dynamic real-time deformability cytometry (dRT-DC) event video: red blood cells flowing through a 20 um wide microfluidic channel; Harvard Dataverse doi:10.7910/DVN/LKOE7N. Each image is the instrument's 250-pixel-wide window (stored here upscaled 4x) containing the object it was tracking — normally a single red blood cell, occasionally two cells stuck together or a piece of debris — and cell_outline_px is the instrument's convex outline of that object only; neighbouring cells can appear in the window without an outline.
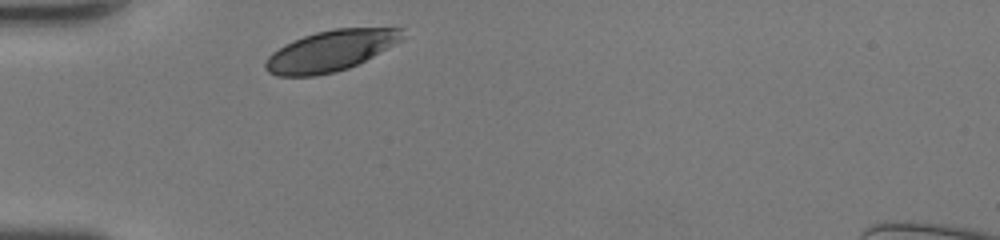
{"species": "human", "species_latin": "Homo sapiens", "temperature_condition": "room temperature", "stored_images_in_passage": 25, "camera_frame_rate_fps": 3000, "um_per_image_px": 0.085, "donor": {"sex": "female"}, "frame": {"image": 1, "passage_image": 1, "time_ms": 0.0, "image_size_px": [1000, 240], "cell_outline_px": [[404, 28], [400, 40], [396, 44], [348, 68], [336, 72], [316, 76], [276, 76], [268, 72], [264, 68], [264, 64], [268, 56], [272, 52], [284, 44], [304, 36], [316, 32], [336, 28]], "centroid_in_image_um": [28.05, 4.33], "position_along_channel_um": 57.0, "area_um2": 32.37}}
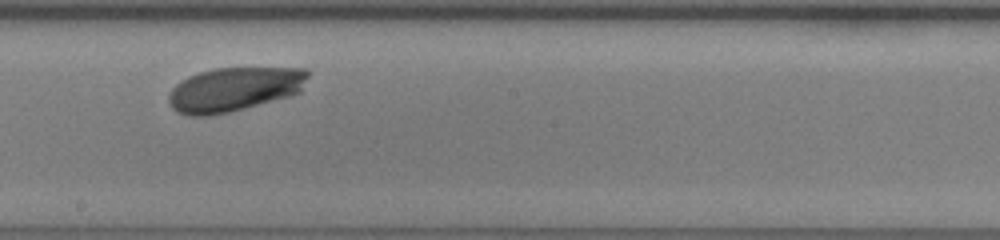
{"frame": {"image": 2, "passage_image": 14, "time_ms": 4.333, "image_size_px": [1000, 240], "cell_outline_px": [[308, 76], [300, 92], [292, 96], [228, 112], [208, 116], [188, 116], [176, 112], [172, 108], [168, 100], [168, 96], [172, 88], [180, 80], [188, 76], [200, 72], [216, 68], [308, 68]], "centroid_in_image_um": [19.9, 7.59], "position_along_channel_um": 228.3, "area_um2": 35.95}}
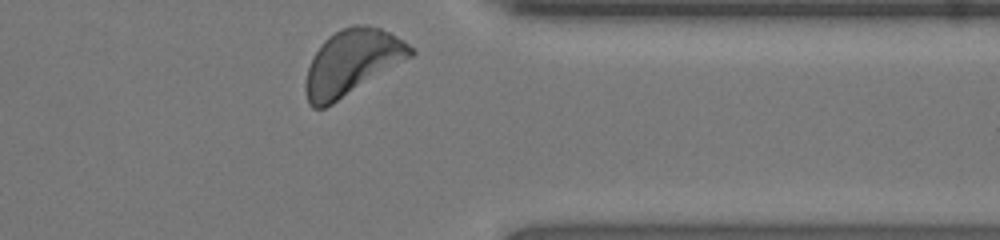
{"frame": {"image": 3, "passage_image": 25, "time_ms": 8.0, "image_size_px": [1000, 240], "cell_outline_px": [[416, 52], [412, 56], [332, 104], [324, 108], [312, 108], [308, 104], [304, 88], [304, 84], [308, 68], [316, 52], [324, 40], [328, 36], [340, 28], [352, 24], [368, 24], [380, 28], [404, 40], [416, 48]], "centroid_in_image_um": [29.92, 5.28], "position_along_channel_um": 381.5, "area_um2": 39.94}, "authors_computed_cell_mechanics": {"area_um2": 35.6048, "velocity_mm_per_s": 4.2836, "shape_relaxation_time_tau1_ms": 2.2679, "shape_relaxation_time_tau2_ms": null, "deformation_change_tau1": 0.0871, "deformation_change_tau2": null}}